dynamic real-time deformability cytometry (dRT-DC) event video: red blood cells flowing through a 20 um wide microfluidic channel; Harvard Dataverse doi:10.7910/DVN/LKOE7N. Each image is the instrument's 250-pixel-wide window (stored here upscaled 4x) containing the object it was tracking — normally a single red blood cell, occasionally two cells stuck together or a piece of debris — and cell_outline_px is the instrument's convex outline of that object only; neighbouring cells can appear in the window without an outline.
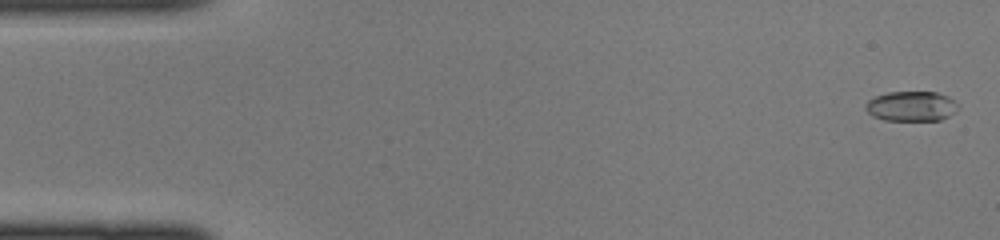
{"species": "common noctule bat (a hibernating species)", "species_latin": "Nyctalus noctula", "temperature_condition": "cold", "stored_images_in_passage": 44, "camera_frame_rate_fps": 3000, "um_per_image_px": 0.085, "animal": {"sex": "female", "body_mass_g": 22.0, "forearm_length_mm": 56.7}, "frame": {"image": 1, "passage_image": 1, "time_ms": 0.0, "image_size_px": [1000, 240], "cell_outline_px": [[956, 112], [940, 120], [884, 120], [872, 116], [864, 108], [864, 104], [868, 100], [876, 96], [888, 92], [936, 92], [948, 96], [956, 104]], "centroid_in_image_um": [77.42, 9.03], "position_along_channel_um": 7.6, "area_um2": 16.07}}
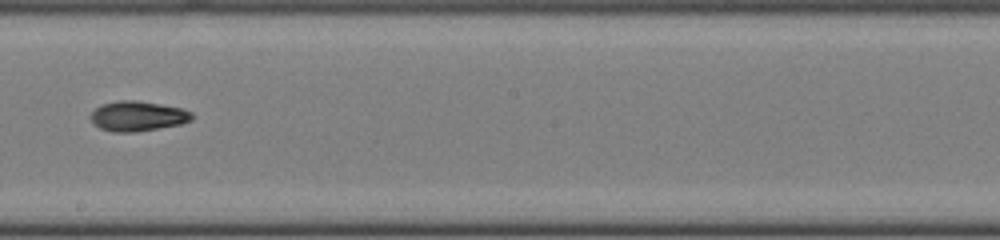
{"frame": {"image": 2, "passage_image": 25, "time_ms": 8.0, "image_size_px": [1000, 240], "cell_outline_px": [[192, 120], [180, 124], [136, 132], [112, 132], [100, 128], [88, 116], [100, 104], [120, 100], [136, 100], [160, 104], [180, 108], [192, 112]], "centroid_in_image_um": [11.68, 9.86], "position_along_channel_um": 236.5, "area_um2": 17.63}}
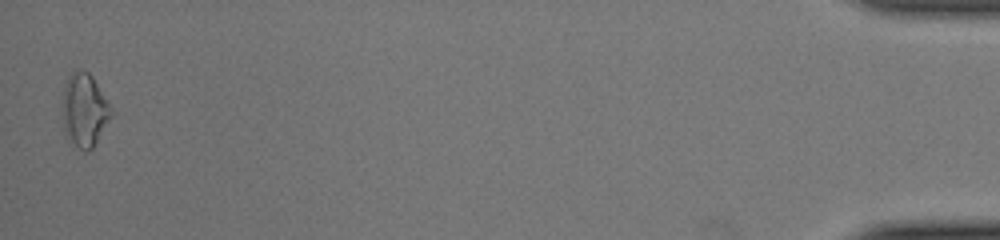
{"frame": {"image": 3, "passage_image": 44, "time_ms": 14.333, "image_size_px": [1000, 240], "cell_outline_px": [[112, 116], [92, 148], [88, 152], [84, 152], [64, 132], [64, 84], [72, 68], [80, 68], [88, 72], [92, 76], [112, 108]], "centroid_in_image_um": [7.19, 9.29], "position_along_channel_um": 428.0, "area_um2": 20.52}}